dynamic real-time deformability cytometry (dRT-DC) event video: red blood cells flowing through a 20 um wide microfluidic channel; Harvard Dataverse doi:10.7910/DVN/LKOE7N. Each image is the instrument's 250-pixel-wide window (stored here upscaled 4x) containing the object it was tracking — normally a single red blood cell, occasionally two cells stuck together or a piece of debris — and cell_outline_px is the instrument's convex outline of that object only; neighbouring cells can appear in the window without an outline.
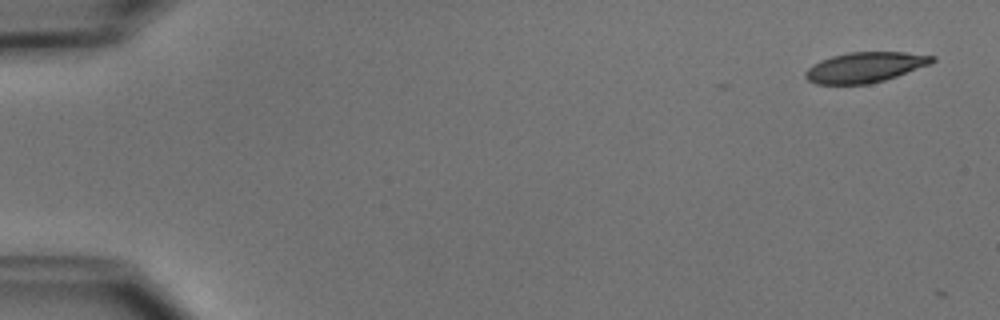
{"species": "common noctule bat (a hibernating species)", "species_latin": "Nyctalus noctula", "temperature_condition": "cold", "stored_images_in_passage": 2, "camera_frame_rate_fps": 3000, "um_per_image_px": 0.085, "animal": {"sex": "male", "body_mass_g": 15.6}, "frame": {"image": 1, "passage_image": 1, "time_ms": 0.0, "image_size_px": [1000, 320], "cell_outline_px": [[936, 60], [932, 64], [884, 80], [868, 84], [816, 84], [808, 80], [804, 76], [804, 72], [812, 64], [820, 60], [832, 56], [848, 52], [904, 52], [936, 56]], "centroid_in_image_um": [73.53, 5.71], "position_along_channel_um": 11.5, "area_um2": 22.48}}